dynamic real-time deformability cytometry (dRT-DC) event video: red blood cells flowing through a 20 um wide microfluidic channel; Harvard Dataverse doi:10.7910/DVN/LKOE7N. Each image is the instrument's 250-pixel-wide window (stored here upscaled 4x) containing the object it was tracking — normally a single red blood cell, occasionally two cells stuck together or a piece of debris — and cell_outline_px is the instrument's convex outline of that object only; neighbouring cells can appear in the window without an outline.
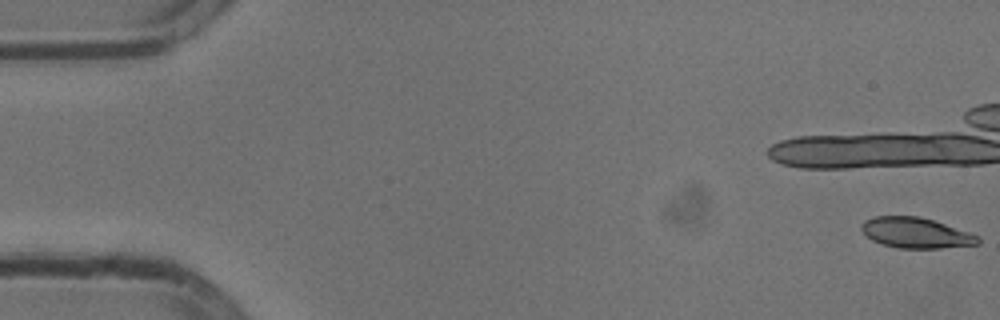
{"species": "common noctule bat (a hibernating species)", "species_latin": "Nyctalus noctula", "temperature_condition": "cold", "stored_images_in_passage": 17, "camera_frame_rate_fps": 3000, "um_per_image_px": 0.085, "animal": {"sex": "male", "body_mass_g": 13.3}, "frame": {"image": 1, "passage_image": 1, "time_ms": 0.0, "image_size_px": [1000, 320], "cell_outline_px": [[980, 244], [940, 248], [896, 248], [872, 240], [860, 228], [860, 224], [864, 220], [872, 216], [920, 216], [980, 236]], "centroid_in_image_um": [77.83, 19.79], "position_along_channel_um": 7.2, "area_um2": 20.63}}